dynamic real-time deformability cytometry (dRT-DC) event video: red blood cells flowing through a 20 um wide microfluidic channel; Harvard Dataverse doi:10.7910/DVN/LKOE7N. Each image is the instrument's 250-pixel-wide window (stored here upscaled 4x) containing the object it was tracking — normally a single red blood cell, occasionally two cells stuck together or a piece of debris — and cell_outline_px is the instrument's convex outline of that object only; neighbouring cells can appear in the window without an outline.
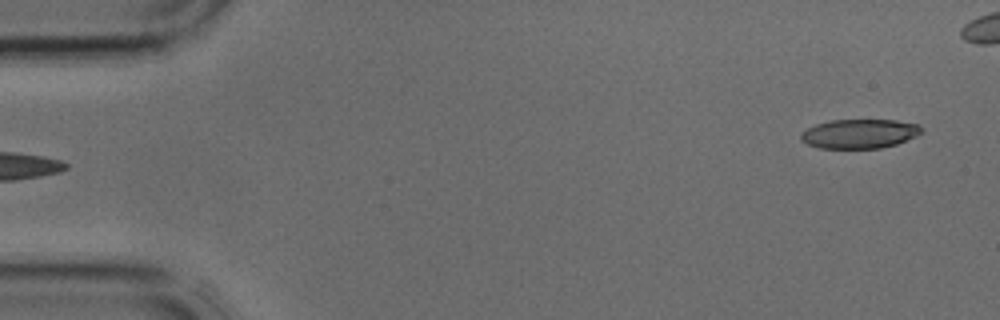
{"species": "common noctule bat (a hibernating species)", "species_latin": "Nyctalus noctula", "temperature_condition": "cold", "stored_images_in_passage": 3, "camera_frame_rate_fps": 3000, "um_per_image_px": 0.085, "animal": {"sex": "male", "body_mass_g": 17.9, "forearm_length_mm": 54.2}, "frame": {"image": 1, "passage_image": 3, "time_ms": 0.667, "image_size_px": [1000, 320], "cell_outline_px": [[920, 132], [916, 136], [896, 144], [880, 148], [820, 148], [808, 144], [800, 140], [800, 132], [816, 124], [832, 120], [896, 120], [920, 124]], "centroid_in_image_um": [73.03, 11.36], "position_along_channel_um": 12.0, "area_um2": 20.46}}